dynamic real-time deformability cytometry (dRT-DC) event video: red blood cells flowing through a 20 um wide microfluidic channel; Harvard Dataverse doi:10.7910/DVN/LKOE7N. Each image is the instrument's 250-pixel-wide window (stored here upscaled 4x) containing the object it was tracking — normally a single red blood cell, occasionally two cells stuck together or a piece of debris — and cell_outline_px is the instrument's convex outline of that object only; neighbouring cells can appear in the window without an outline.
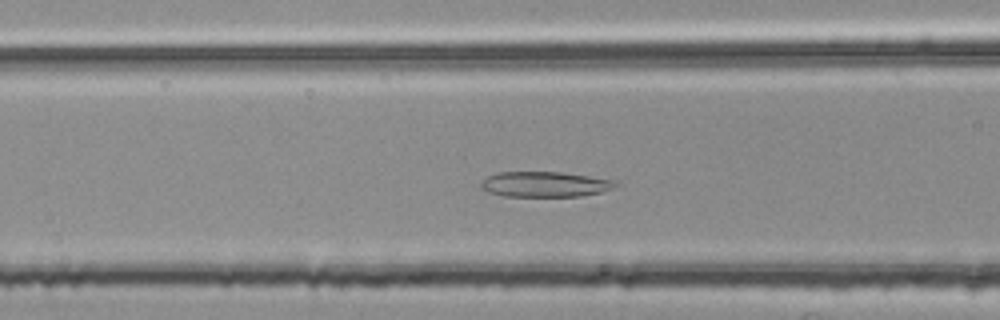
{"species": "common noctule bat (a hibernating species)", "species_latin": "Nyctalus noctula", "temperature_condition": "room temperature", "stored_images_in_passage": 49, "camera_frame_rate_fps": 3000, "um_per_image_px": 0.085, "animal": {"sex": "female", "body_mass_g": 25.1}, "frame": {"image": 1, "passage_image": 19, "time_ms": 6.0, "image_size_px": [1000, 320], "cell_outline_px": [[616, 184], [612, 188], [600, 192], [580, 196], [504, 196], [488, 192], [480, 188], [480, 184], [488, 176], [496, 172], [560, 172], [588, 176], [612, 180]], "centroid_in_image_um": [46.24, 15.66], "position_along_channel_um": 120.4, "area_um2": 19.59}}
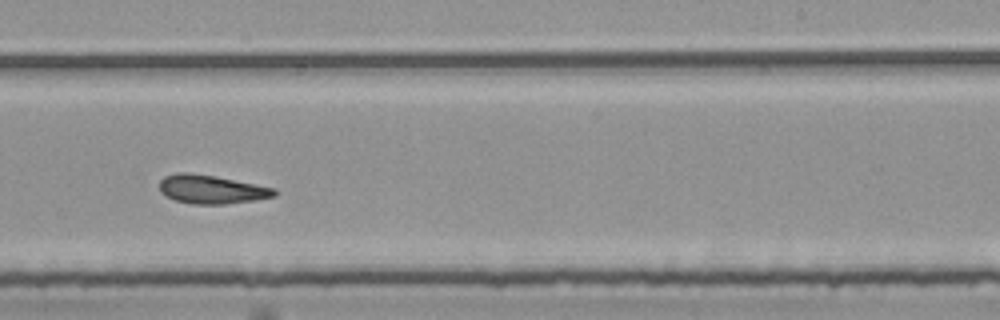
{"frame": {"image": 2, "passage_image": 31, "time_ms": 10.0, "image_size_px": [1000, 320], "cell_outline_px": [[276, 196], [256, 200], [224, 204], [192, 204], [176, 200], [160, 192], [160, 180], [164, 176], [176, 172], [188, 172], [212, 176], [276, 188]], "centroid_in_image_um": [17.97, 16.1], "position_along_channel_um": 271.0, "area_um2": 19.02}}
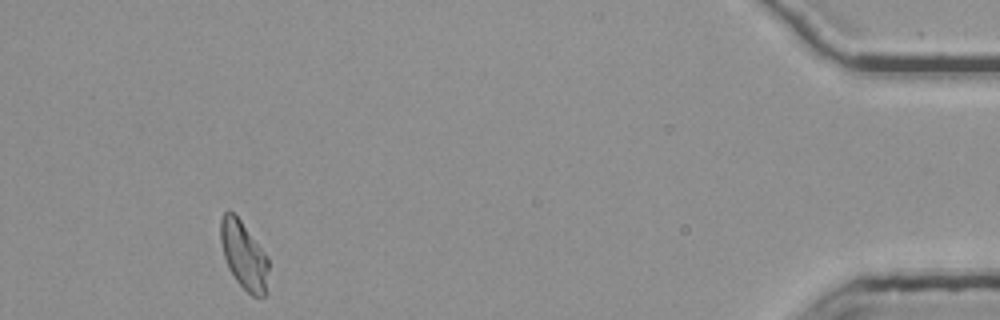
{"frame": {"image": 3, "passage_image": 48, "time_ms": 15.667, "image_size_px": [1000, 320], "cell_outline_px": [[268, 296], [252, 296], [236, 280], [228, 268], [224, 256], [220, 240], [220, 220], [224, 212], [232, 212], [240, 220], [268, 256]], "centroid_in_image_um": [20.75, 21.74], "position_along_channel_um": 414.5, "area_um2": 18.96}, "authors_computed_cell_mechanics": {"area_um2": 19.4786, "velocity_mm_per_s": 3.7821, "shape_relaxation_time_tau1_ms": null, "shape_relaxation_time_tau2_ms": 1.7698, "deformation_change_tau1": null, "deformation_change_tau2": 0.0896}}